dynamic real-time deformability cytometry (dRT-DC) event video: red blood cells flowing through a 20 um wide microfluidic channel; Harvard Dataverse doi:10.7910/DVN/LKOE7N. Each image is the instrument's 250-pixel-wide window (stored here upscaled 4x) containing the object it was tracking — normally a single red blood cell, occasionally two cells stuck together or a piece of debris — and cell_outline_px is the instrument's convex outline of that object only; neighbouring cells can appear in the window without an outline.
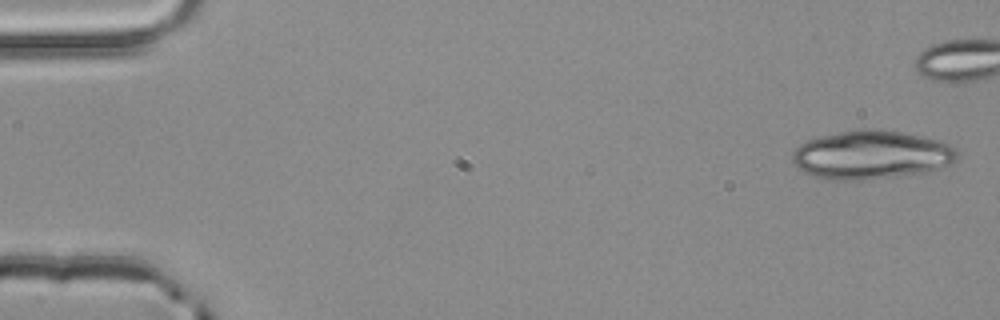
{"species": "common noctule bat (a hibernating species)", "species_latin": "Nyctalus noctula", "temperature_condition": "room temperature", "stored_images_in_passage": 3, "camera_frame_rate_fps": 3000, "um_per_image_px": 0.085, "animal": {"sex": "male", "body_mass_g": 20.4}, "frame": {"image": 1, "passage_image": 1, "time_ms": 0.0, "image_size_px": [1000, 320], "cell_outline_px": [[956, 160], [952, 164], [944, 168], [920, 172], [860, 180], [836, 180], [816, 176], [804, 172], [792, 164], [792, 152], [800, 144], [808, 140], [820, 136], [860, 128], [876, 128], [900, 132], [920, 136], [936, 140], [948, 144], [956, 148]], "centroid_in_image_um": [74.03, 13.15], "position_along_channel_um": 11.0, "area_um2": 46.36}}